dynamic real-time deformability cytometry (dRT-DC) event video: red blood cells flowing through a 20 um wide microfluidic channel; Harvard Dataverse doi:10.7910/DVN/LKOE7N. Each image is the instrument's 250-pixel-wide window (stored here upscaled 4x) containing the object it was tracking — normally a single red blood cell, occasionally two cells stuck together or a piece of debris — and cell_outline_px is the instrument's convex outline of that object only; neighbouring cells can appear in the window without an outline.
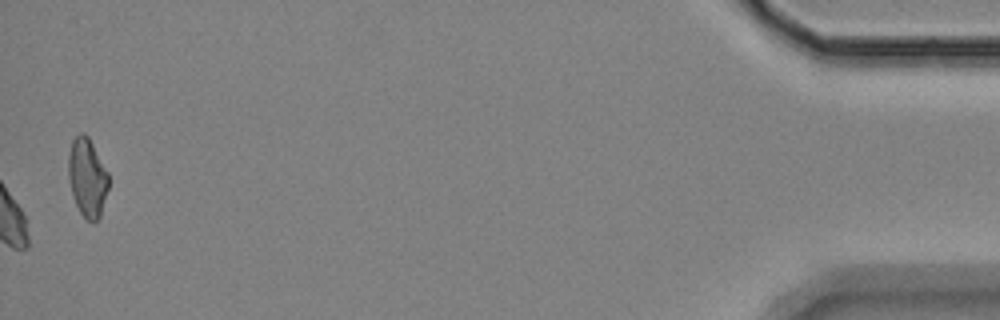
{"species": "Egyptian fruit bat (a non-hibernating species)", "species_latin": "Rousettus aegyptiacus", "temperature_condition": "room temperature", "stored_images_in_passage": 60, "camera_frame_rate_fps": 3000, "um_per_image_px": 0.085, "animal": {"sex": "female"}, "frame": {"image": 1, "passage_image": 60, "time_ms": 19.667, "image_size_px": [1000, 320], "cell_outline_px": [[108, 188], [100, 216], [92, 224], [80, 212], [76, 204], [72, 192], [68, 176], [68, 152], [72, 140], [80, 132], [84, 132], [88, 136], [108, 172]], "centroid_in_image_um": [7.41, 15.06], "position_along_channel_um": 427.8, "area_um2": 18.32}, "authors_computed_cell_mechanics": {"area_um2": 19.652, "velocity_mm_per_s": 3.4651, "shape_relaxation_time_tau1_ms": 10.9183, "shape_relaxation_time_tau2_ms": 2.4815, "deformation_change_tau1": 0.0958, "deformation_change_tau2": 0.0605}}